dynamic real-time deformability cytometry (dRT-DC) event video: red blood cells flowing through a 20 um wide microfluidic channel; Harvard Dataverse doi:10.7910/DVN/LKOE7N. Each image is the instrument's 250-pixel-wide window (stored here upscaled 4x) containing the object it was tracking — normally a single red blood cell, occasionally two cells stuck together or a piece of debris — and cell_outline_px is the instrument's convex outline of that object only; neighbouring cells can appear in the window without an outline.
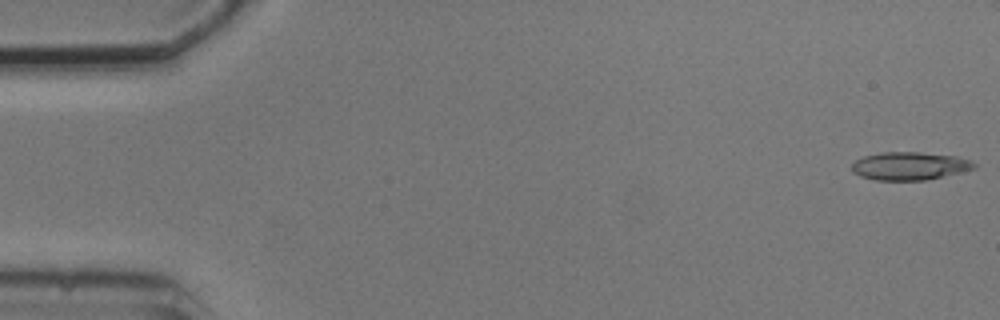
{"species": "common noctule bat (a hibernating species)", "species_latin": "Nyctalus noctula", "temperature_condition": "cold", "stored_images_in_passage": 6, "camera_frame_rate_fps": 3000, "um_per_image_px": 0.085, "animal": {"sex": "male", "body_mass_g": 20.5, "forearm_length_mm": 52.5}, "frame": {"image": 1, "passage_image": 1, "time_ms": 0.0, "image_size_px": [1000, 320], "cell_outline_px": [[976, 168], [924, 180], [876, 180], [860, 176], [852, 172], [852, 164], [856, 160], [864, 156], [884, 152], [920, 152], [956, 156], [968, 160], [976, 164]], "centroid_in_image_um": [77.28, 14.1], "position_along_channel_um": 7.7, "area_um2": 19.71}}
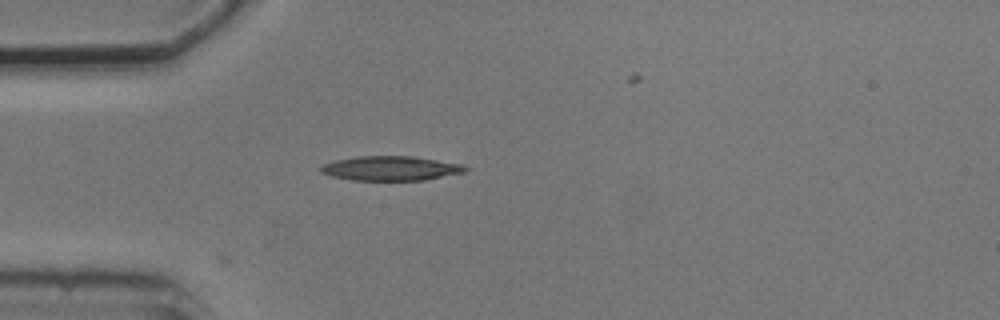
{"frame": {"image": 2, "passage_image": 5, "time_ms": 4.667, "image_size_px": [1000, 320], "cell_outline_px": [[468, 168], [464, 172], [424, 180], [352, 180], [332, 176], [320, 172], [320, 168], [324, 164], [336, 160], [356, 156], [412, 156], [464, 164]], "centroid_in_image_um": [33.22, 14.3], "position_along_channel_um": 51.8, "area_um2": 20.52}}